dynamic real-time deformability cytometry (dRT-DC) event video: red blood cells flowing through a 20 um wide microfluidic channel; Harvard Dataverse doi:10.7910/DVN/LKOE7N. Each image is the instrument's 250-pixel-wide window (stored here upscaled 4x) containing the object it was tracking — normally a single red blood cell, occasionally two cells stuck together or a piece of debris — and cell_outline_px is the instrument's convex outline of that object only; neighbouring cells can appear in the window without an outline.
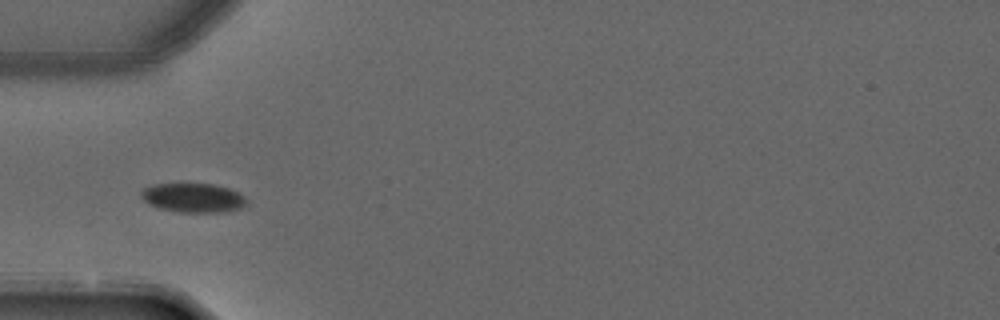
{"species": "common noctule bat (a hibernating species)", "species_latin": "Nyctalus noctula", "temperature_condition": "warm", "stored_images_in_passage": 6, "camera_frame_rate_fps": 3000, "um_per_image_px": 0.085, "animal": {"sex": "male", "forearm_length_mm": 52.5}, "frame": {"image": 1, "passage_image": 3, "time_ms": 0.667, "image_size_px": [1000, 320], "cell_outline_px": [[244, 204], [240, 208], [224, 212], [180, 212], [160, 208], [148, 204], [140, 196], [140, 192], [144, 188], [152, 184], [212, 184], [228, 188], [244, 196]], "centroid_in_image_um": [16.36, 16.81], "position_along_channel_um": 68.6, "area_um2": 17.69}}
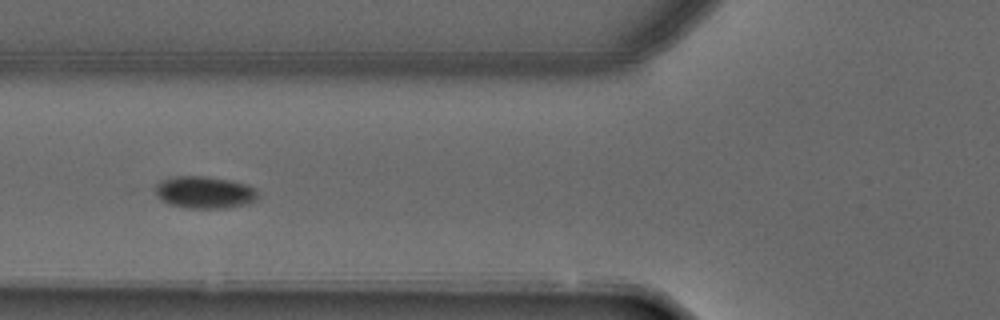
{"frame": {"image": 2, "passage_image": 4, "time_ms": 1.0, "image_size_px": [1000, 320], "cell_outline_px": [[260, 196], [256, 200], [248, 204], [228, 208], [188, 208], [168, 204], [156, 192], [156, 184], [160, 180], [172, 176], [204, 176], [228, 180], [248, 184]], "centroid_in_image_um": [17.41, 16.35], "position_along_channel_um": 108.4, "area_um2": 19.19}}
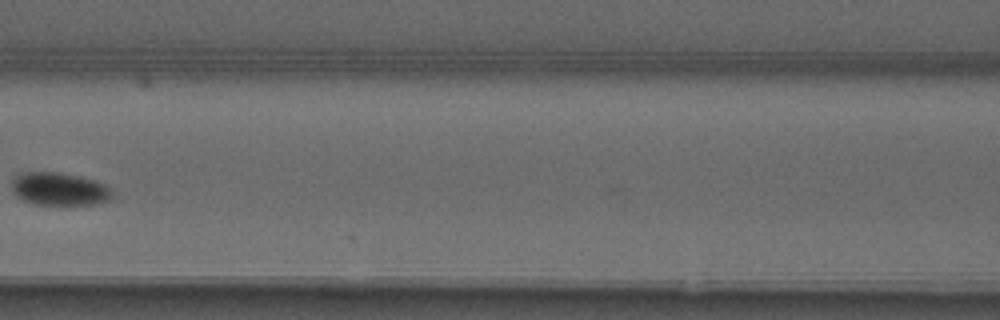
{"frame": {"image": 3, "passage_image": 5, "time_ms": 1.333, "image_size_px": [1000, 320], "cell_outline_px": [[112, 200], [92, 204], [36, 204], [24, 200], [12, 188], [12, 180], [20, 172], [56, 172], [96, 180], [104, 184], [112, 192]], "centroid_in_image_um": [5.07, 16.05], "position_along_channel_um": 161.5, "area_um2": 18.9}}